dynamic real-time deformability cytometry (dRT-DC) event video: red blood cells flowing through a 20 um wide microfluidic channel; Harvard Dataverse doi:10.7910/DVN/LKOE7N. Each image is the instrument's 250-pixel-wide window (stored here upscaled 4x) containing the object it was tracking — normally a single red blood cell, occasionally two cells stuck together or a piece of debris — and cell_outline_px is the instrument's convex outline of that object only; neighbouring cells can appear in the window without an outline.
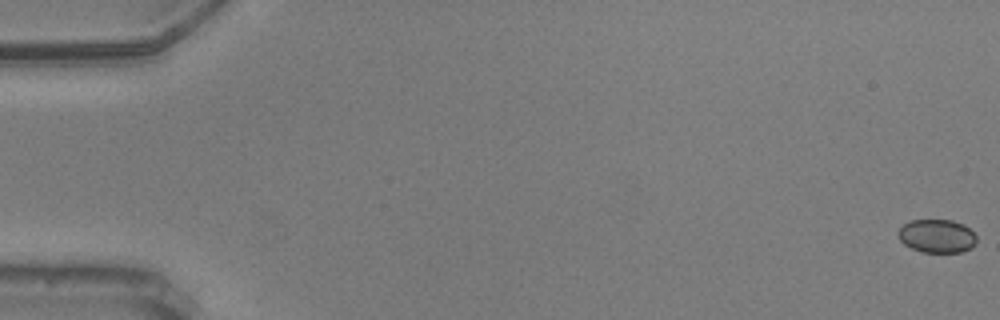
{"species": "common noctule bat (a hibernating species)", "species_latin": "Nyctalus noctula", "temperature_condition": "warm", "stored_images_in_passage": 22, "camera_frame_rate_fps": 3000, "um_per_image_px": 0.085, "animal": {"sex": "male", "body_mass_g": 20.5, "forearm_length_mm": 52.5}, "frame": {"image": 1, "passage_image": 1, "time_ms": 0.0, "image_size_px": [1000, 320], "cell_outline_px": [[976, 244], [972, 248], [960, 252], [920, 252], [904, 244], [900, 240], [896, 232], [908, 220], [952, 220], [964, 224], [976, 236]], "centroid_in_image_um": [79.62, 20.06], "position_along_channel_um": 5.4, "area_um2": 15.37}}
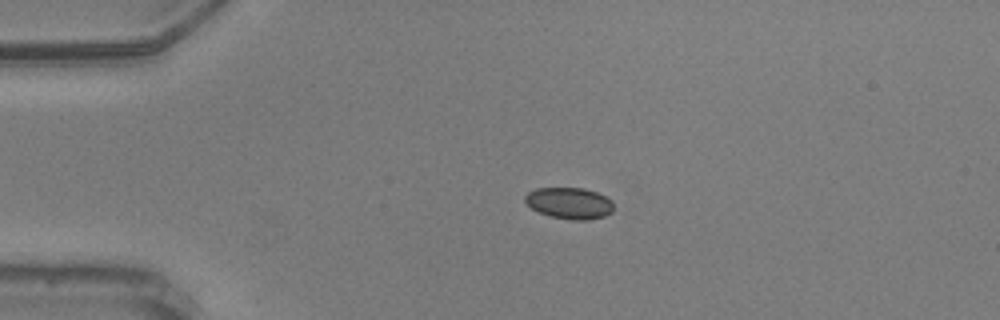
{"frame": {"image": 2, "passage_image": 14, "time_ms": 4.333, "image_size_px": [1000, 320], "cell_outline_px": [[612, 212], [604, 216], [588, 220], [572, 220], [552, 216], [540, 212], [532, 208], [524, 200], [524, 196], [528, 192], [536, 188], [584, 188], [596, 192], [612, 200]], "centroid_in_image_um": [48.4, 17.26], "position_along_channel_um": 36.6, "area_um2": 16.07}}